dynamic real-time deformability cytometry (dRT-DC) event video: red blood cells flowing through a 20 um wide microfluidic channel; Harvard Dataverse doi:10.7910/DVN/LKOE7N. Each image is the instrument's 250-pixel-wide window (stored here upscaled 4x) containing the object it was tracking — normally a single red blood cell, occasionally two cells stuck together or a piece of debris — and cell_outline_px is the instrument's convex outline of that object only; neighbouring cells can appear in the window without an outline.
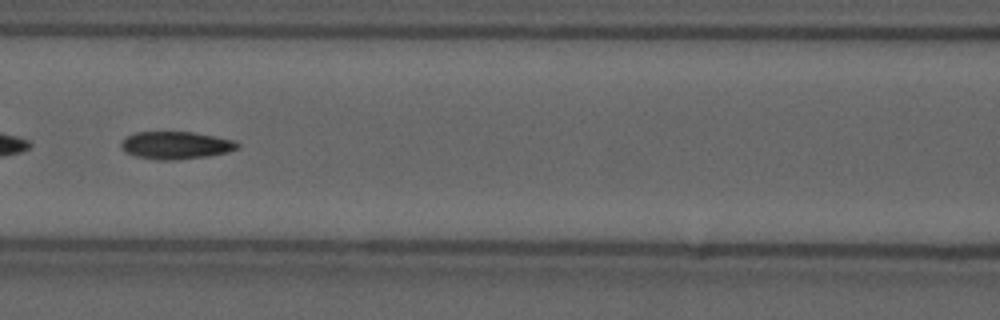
{"species": "common noctule bat (a hibernating species)", "species_latin": "Nyctalus noctula", "temperature_condition": "cold", "stored_images_in_passage": 53, "camera_frame_rate_fps": 3000, "um_per_image_px": 0.085, "animal": {"sex": "male", "forearm_length_mm": 52.5}, "frame": {"image": 1, "passage_image": 23, "time_ms": 7.333, "image_size_px": [1000, 320], "cell_outline_px": [[240, 148], [228, 152], [208, 156], [176, 160], [160, 160], [136, 156], [124, 152], [120, 148], [120, 144], [128, 136], [136, 132], [192, 132], [232, 140], [240, 144]], "centroid_in_image_um": [14.94, 12.36], "position_along_channel_um": 151.7, "area_um2": 18.61}, "authors_computed_cell_mechanics": {"area_um2": 18.6116, "velocity_mm_per_s": 3.6963, "shape_relaxation_time_tau1_ms": null, "shape_relaxation_time_tau2_ms": 4.2174, "deformation_change_tau1": null, "deformation_change_tau2": 0.1263}}